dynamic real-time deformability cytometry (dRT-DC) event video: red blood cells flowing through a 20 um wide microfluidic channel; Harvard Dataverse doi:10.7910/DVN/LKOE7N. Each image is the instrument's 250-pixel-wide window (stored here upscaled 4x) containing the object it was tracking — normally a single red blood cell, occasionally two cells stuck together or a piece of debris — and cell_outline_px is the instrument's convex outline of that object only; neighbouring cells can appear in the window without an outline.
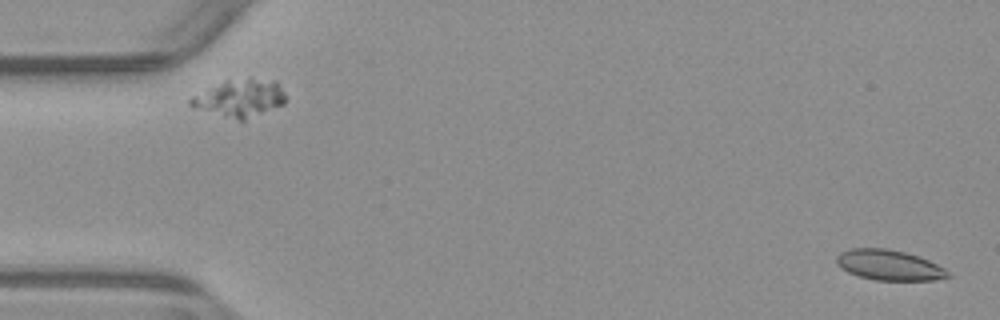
{"species": "common noctule bat (a hibernating species)", "species_latin": "Nyctalus noctula", "temperature_condition": "warm", "stored_images_in_passage": 52, "camera_frame_rate_fps": 3000, "um_per_image_px": 0.085, "animal": {"sex": "male", "body_mass_g": 23.1, "forearm_length_mm": 52.7}, "frame": {"image": 1, "passage_image": 1, "time_ms": 0.0, "image_size_px": [1000, 320], "cell_outline_px": [[952, 276], [932, 280], [876, 280], [860, 276], [848, 272], [840, 268], [836, 264], [836, 256], [840, 252], [852, 248], [884, 248], [904, 252], [928, 260], [944, 268]], "centroid_in_image_um": [75.53, 22.53], "position_along_channel_um": 9.5, "area_um2": 19.54}}
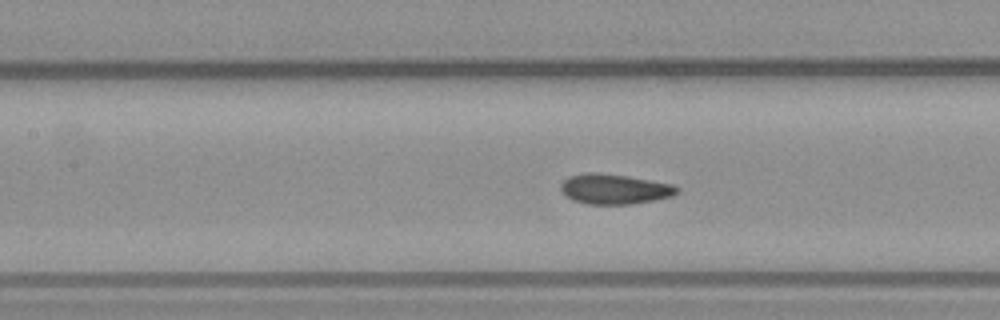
{"frame": {"image": 2, "passage_image": 23, "time_ms": 7.333, "image_size_px": [1000, 320], "cell_outline_px": [[680, 192], [672, 196], [656, 200], [628, 204], [584, 204], [572, 200], [560, 188], [560, 184], [568, 176], [584, 172], [596, 172], [628, 176], [672, 184], [680, 188]], "centroid_in_image_um": [52.24, 16.06], "position_along_channel_um": 155.2, "area_um2": 20.52}}
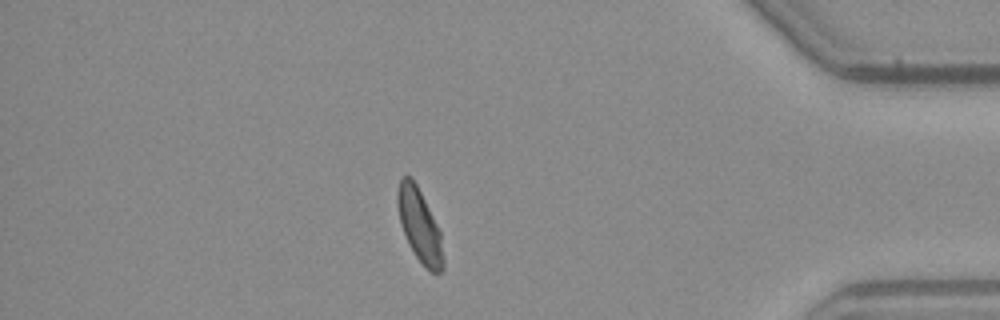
{"frame": {"image": 3, "passage_image": 45, "time_ms": 14.667, "image_size_px": [1000, 320], "cell_outline_px": [[444, 268], [436, 276], [416, 256], [408, 244], [400, 224], [396, 200], [396, 192], [400, 180], [404, 176], [408, 176], [416, 184], [440, 232], [444, 260]], "centroid_in_image_um": [35.64, 19.2], "position_along_channel_um": 399.6, "area_um2": 19.07}}